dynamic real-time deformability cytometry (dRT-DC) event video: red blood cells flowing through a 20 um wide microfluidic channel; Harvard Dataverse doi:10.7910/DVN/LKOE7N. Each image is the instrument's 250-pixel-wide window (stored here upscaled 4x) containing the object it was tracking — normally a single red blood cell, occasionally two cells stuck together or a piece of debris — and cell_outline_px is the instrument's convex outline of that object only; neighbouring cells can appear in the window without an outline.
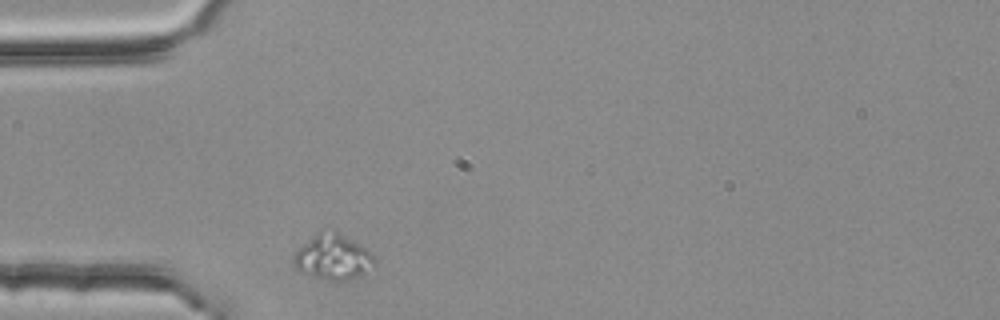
{"species": "common noctule bat (a hibernating species)", "species_latin": "Nyctalus noctula", "temperature_condition": "room temperature", "stored_images_in_passage": 1, "camera_frame_rate_fps": 3000, "um_per_image_px": 0.085, "animal": {"sex": "female", "body_mass_g": 25.1}, "frame": {"image": 1, "passage_image": 1, "time_ms": 0.0, "image_size_px": [1000, 320], "cell_outline_px": [[376, 264], [364, 272], [356, 276], [332, 284], [300, 272], [296, 268], [292, 260], [292, 256], [320, 228], [336, 228], [364, 248], [372, 256]], "centroid_in_image_um": [28.24, 21.83], "position_along_channel_um": 56.8, "area_um2": 21.79}}